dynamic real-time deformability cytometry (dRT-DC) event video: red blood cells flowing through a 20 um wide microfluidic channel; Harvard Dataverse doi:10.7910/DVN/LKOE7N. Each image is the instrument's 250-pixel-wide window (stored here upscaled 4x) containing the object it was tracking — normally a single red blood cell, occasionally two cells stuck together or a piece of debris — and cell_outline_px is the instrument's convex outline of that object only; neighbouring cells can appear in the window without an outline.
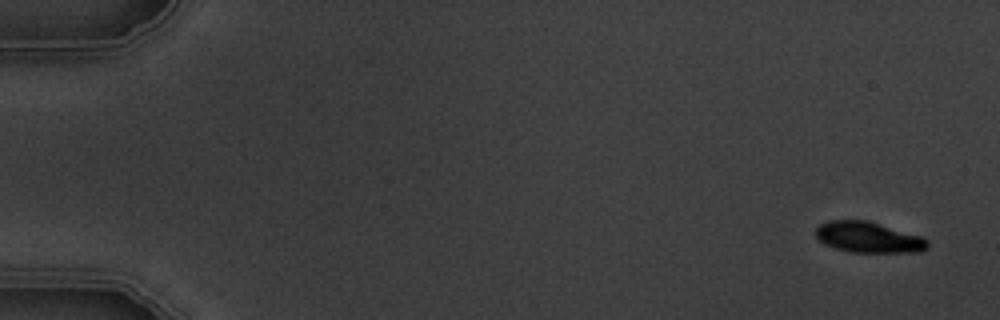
{"species": "common noctule bat (a hibernating species)", "species_latin": "Nyctalus noctula", "temperature_condition": "warm", "stored_images_in_passage": 5, "camera_frame_rate_fps": 3000, "um_per_image_px": 0.085, "animal": {"sex": "male", "body_mass_g": 19.5, "forearm_length_mm": 54.6}, "frame": {"image": 1, "passage_image": 1, "time_ms": 0.0, "image_size_px": [1000, 320], "cell_outline_px": [[928, 248], [920, 252], [848, 252], [824, 244], [816, 236], [816, 228], [820, 224], [828, 220], [868, 220], [920, 236], [928, 240]], "centroid_in_image_um": [73.81, 20.17], "position_along_channel_um": 11.2, "area_um2": 20.06}}
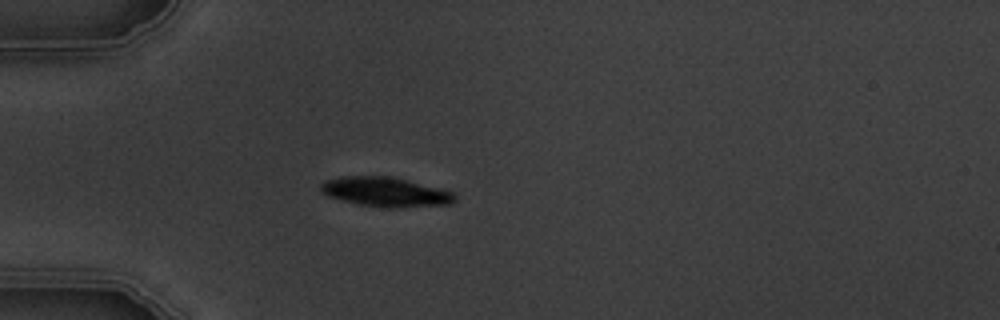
{"frame": {"image": 2, "passage_image": 5, "time_ms": 4.667, "image_size_px": [1000, 320], "cell_outline_px": [[456, 200], [452, 204], [400, 208], [388, 208], [360, 204], [328, 196], [320, 188], [320, 184], [324, 180], [344, 176], [388, 176], [408, 180], [440, 188], [452, 192], [456, 196]], "centroid_in_image_um": [32.81, 16.32], "position_along_channel_um": 52.2, "area_um2": 23.0}}